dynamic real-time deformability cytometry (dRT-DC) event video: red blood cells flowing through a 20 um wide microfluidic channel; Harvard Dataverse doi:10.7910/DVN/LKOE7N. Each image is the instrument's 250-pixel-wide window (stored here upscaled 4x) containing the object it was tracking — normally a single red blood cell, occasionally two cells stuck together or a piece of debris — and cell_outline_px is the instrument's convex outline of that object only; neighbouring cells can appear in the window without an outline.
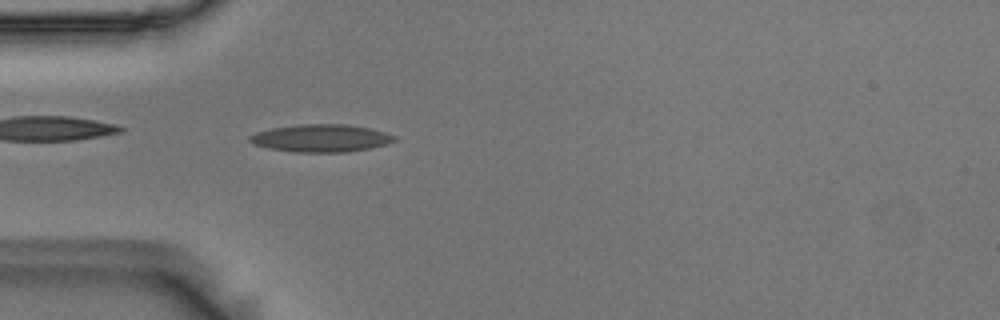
{"species": "Egyptian fruit bat (a non-hibernating species)", "species_latin": "Rousettus aegyptiacus", "temperature_condition": "room temperature", "stored_images_in_passage": 41, "camera_frame_rate_fps": 3000, "um_per_image_px": 0.085, "animal": {"sex": "male"}, "frame": {"image": 1, "passage_image": 2, "time_ms": 0.333, "image_size_px": [1000, 320], "cell_outline_px": [[396, 140], [388, 144], [348, 152], [296, 152], [268, 148], [252, 144], [248, 140], [248, 136], [256, 132], [272, 128], [296, 124], [348, 124], [372, 128], [396, 136]], "centroid_in_image_um": [27.27, 11.74], "position_along_channel_um": 57.7, "area_um2": 23.47}}
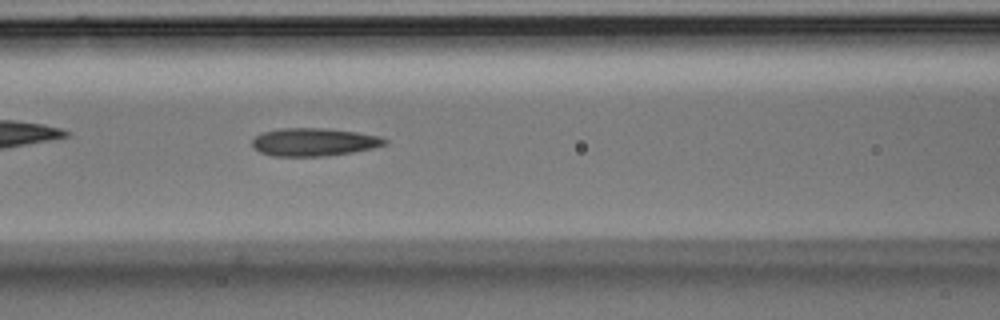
{"frame": {"image": 2, "passage_image": 9, "time_ms": 2.667, "image_size_px": [1000, 320], "cell_outline_px": [[388, 144], [372, 148], [352, 152], [324, 156], [272, 156], [260, 152], [252, 144], [252, 140], [260, 132], [280, 128], [324, 128], [356, 132], [380, 136], [388, 140]], "centroid_in_image_um": [26.68, 12.07], "position_along_channel_um": 139.9, "area_um2": 21.62}}
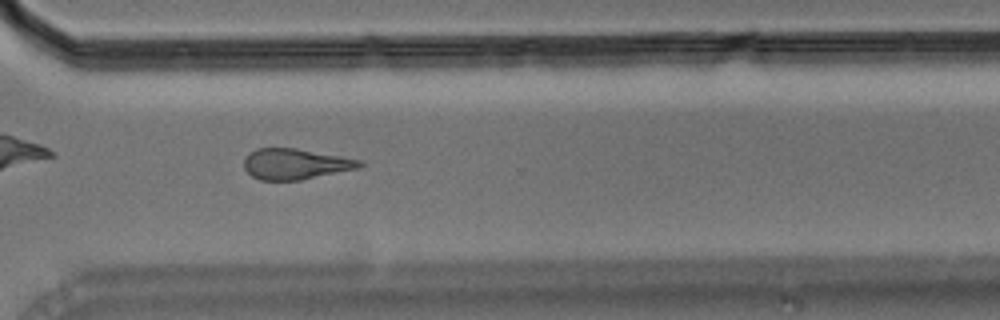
{"frame": {"image": 3, "passage_image": 26, "time_ms": 8.333, "image_size_px": [1000, 320], "cell_outline_px": [[364, 164], [360, 168], [300, 180], [260, 180], [252, 176], [244, 168], [244, 160], [248, 152], [256, 148], [296, 148], [364, 160]], "centroid_in_image_um": [25.12, 13.93], "position_along_channel_um": 345.5, "area_um2": 20.87}, "authors_computed_cell_mechanics": {"area_um2": 21.2704, "velocity_mm_per_s": 3.6354, "shape_relaxation_time_tau1_ms": 5.4355, "shape_relaxation_time_tau2_ms": 3.214, "deformation_change_tau1": 0.1646, "deformation_change_tau2": 0.128}}